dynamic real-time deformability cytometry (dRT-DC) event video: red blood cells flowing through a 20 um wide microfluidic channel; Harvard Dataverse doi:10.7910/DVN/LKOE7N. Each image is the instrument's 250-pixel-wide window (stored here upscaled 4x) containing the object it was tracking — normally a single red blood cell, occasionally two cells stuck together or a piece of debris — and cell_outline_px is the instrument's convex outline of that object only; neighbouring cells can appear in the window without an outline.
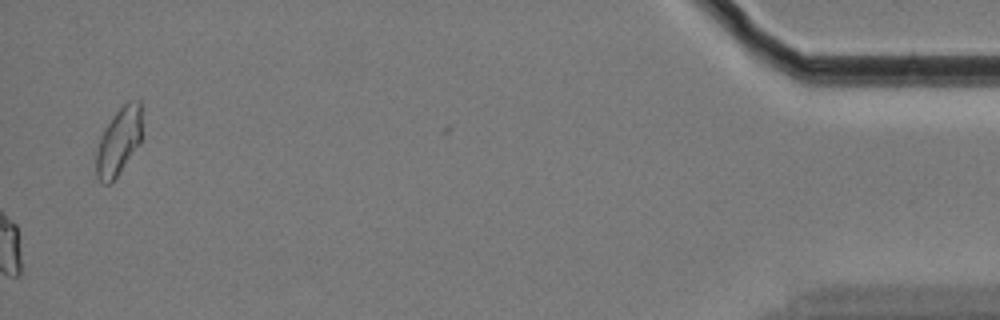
{"species": "Egyptian fruit bat (a non-hibernating species)", "species_latin": "Rousettus aegyptiacus", "temperature_condition": "cold", "stored_images_in_passage": 62, "camera_frame_rate_fps": 3000, "um_per_image_px": 0.085, "animal": {"sex": "female"}, "frame": {"image": 1, "passage_image": 62, "time_ms": 20.333, "image_size_px": [1000, 320], "cell_outline_px": [[140, 144], [116, 176], [108, 184], [100, 184], [96, 176], [96, 152], [100, 136], [112, 116], [128, 100], [140, 100]], "centroid_in_image_um": [10.06, 12.03], "position_along_channel_um": 425.1, "area_um2": 17.74}, "authors_computed_cell_mechanics": {"area_um2": 22.1085, "velocity_mm_per_s": 3.3294, "shape_relaxation_time_tau1_ms": null, "shape_relaxation_time_tau2_ms": 3.2531, "deformation_change_tau1": null, "deformation_change_tau2": 0.0714}}